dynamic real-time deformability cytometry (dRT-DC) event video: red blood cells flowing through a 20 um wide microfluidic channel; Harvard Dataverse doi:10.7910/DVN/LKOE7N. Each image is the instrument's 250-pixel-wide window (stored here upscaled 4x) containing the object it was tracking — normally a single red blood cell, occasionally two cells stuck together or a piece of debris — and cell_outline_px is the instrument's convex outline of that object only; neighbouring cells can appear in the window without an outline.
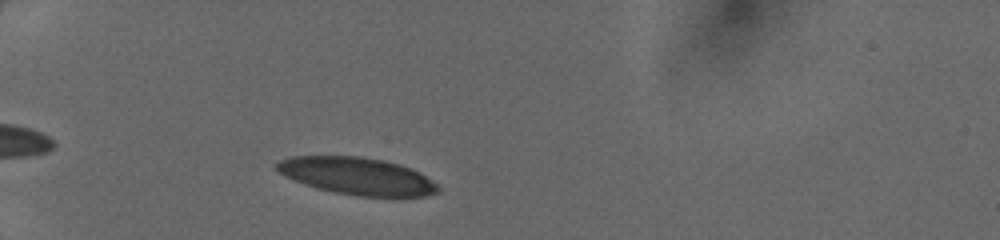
{"species": "human", "species_latin": "Homo sapiens", "temperature_condition": "cold", "stored_images_in_passage": 30, "camera_frame_rate_fps": 3000, "um_per_image_px": 0.085, "donor": {"sex": "female"}, "frame": {"image": 1, "passage_image": 3, "time_ms": 0.667, "image_size_px": [1000, 240], "cell_outline_px": [[440, 192], [424, 196], [360, 196], [332, 192], [316, 188], [292, 180], [284, 176], [276, 168], [276, 164], [280, 160], [292, 156], [360, 156], [384, 160], [400, 164], [412, 168], [432, 180], [440, 188]], "centroid_in_image_um": [30.35, 14.96], "position_along_channel_um": 54.6, "area_um2": 35.08}}
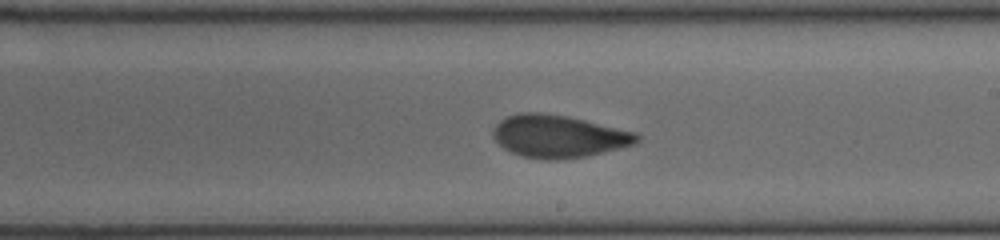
{"frame": {"image": 2, "passage_image": 18, "time_ms": 5.667, "image_size_px": [1000, 240], "cell_outline_px": [[640, 140], [636, 144], [584, 156], [556, 160], [544, 160], [520, 156], [504, 148], [492, 136], [492, 128], [504, 116], [520, 112], [540, 112], [568, 116], [636, 132], [640, 136]], "centroid_in_image_um": [47.44, 11.57], "position_along_channel_um": 241.6, "area_um2": 35.78}}
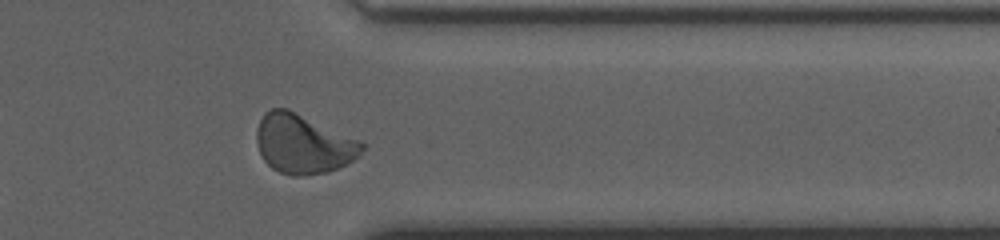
{"frame": {"image": 3, "passage_image": 28, "time_ms": 9.0, "image_size_px": [1000, 240], "cell_outline_px": [[364, 148], [352, 160], [328, 172], [300, 176], [292, 176], [280, 172], [272, 168], [264, 160], [260, 152], [256, 140], [256, 128], [264, 112], [272, 108], [288, 108], [356, 140], [364, 144]], "centroid_in_image_um": [25.7, 12.23], "position_along_channel_um": 385.7, "area_um2": 35.72}}